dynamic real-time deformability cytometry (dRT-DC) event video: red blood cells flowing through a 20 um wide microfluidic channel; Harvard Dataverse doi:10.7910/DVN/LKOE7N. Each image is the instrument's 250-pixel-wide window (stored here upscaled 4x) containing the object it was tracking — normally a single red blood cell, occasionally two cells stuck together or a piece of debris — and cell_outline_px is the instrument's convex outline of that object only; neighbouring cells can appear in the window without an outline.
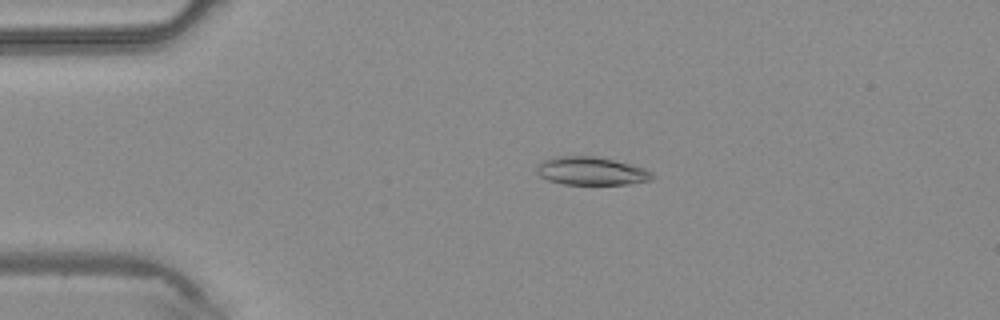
{"species": "common noctule bat (a hibernating species)", "species_latin": "Nyctalus noctula", "temperature_condition": "warm", "stored_images_in_passage": 44, "camera_frame_rate_fps": 3000, "um_per_image_px": 0.085, "animal": {"sex": "male", "body_mass_g": 20.4}, "frame": {"image": 1, "passage_image": 7, "time_ms": 2.0, "image_size_px": [1000, 320], "cell_outline_px": [[656, 176], [652, 180], [628, 184], [564, 184], [548, 180], [540, 176], [536, 172], [536, 164], [544, 160], [556, 156], [596, 156], [632, 164], [644, 168], [652, 172]], "centroid_in_image_um": [50.27, 14.53], "position_along_channel_um": 34.7, "area_um2": 19.13}}
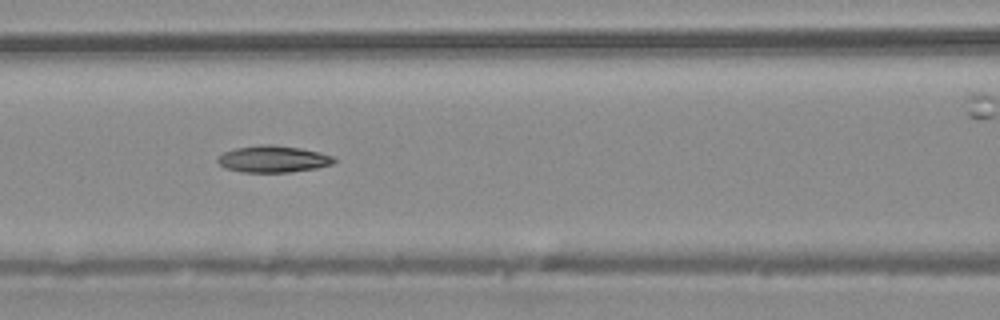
{"frame": {"image": 2, "passage_image": 17, "time_ms": 5.333, "image_size_px": [1000, 320], "cell_outline_px": [[336, 160], [332, 164], [316, 168], [288, 172], [240, 172], [224, 168], [216, 160], [224, 152], [236, 148], [260, 144], [272, 144], [300, 148], [320, 152], [332, 156]], "centroid_in_image_um": [23.2, 13.51], "position_along_channel_um": 143.4, "area_um2": 18.09}}
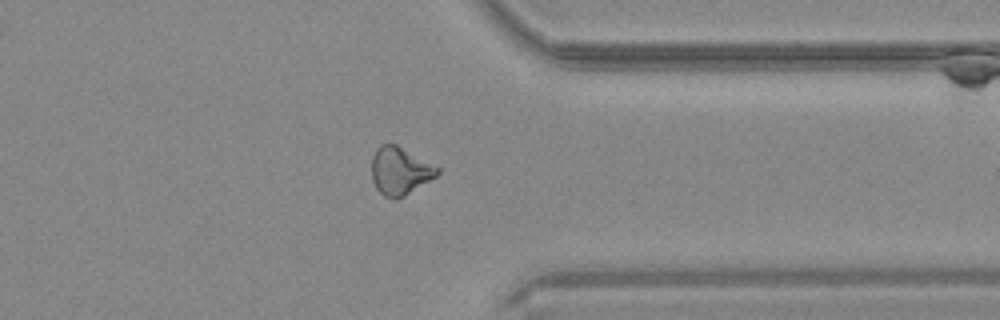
{"frame": {"image": 3, "passage_image": 33, "time_ms": 10.667, "image_size_px": [1000, 320], "cell_outline_px": [[440, 172], [436, 176], [404, 196], [396, 200], [384, 196], [376, 188], [372, 180], [372, 156], [376, 148], [380, 144], [396, 144], [440, 168]], "centroid_in_image_um": [33.97, 14.53], "position_along_channel_um": 377.4, "area_um2": 18.21}}